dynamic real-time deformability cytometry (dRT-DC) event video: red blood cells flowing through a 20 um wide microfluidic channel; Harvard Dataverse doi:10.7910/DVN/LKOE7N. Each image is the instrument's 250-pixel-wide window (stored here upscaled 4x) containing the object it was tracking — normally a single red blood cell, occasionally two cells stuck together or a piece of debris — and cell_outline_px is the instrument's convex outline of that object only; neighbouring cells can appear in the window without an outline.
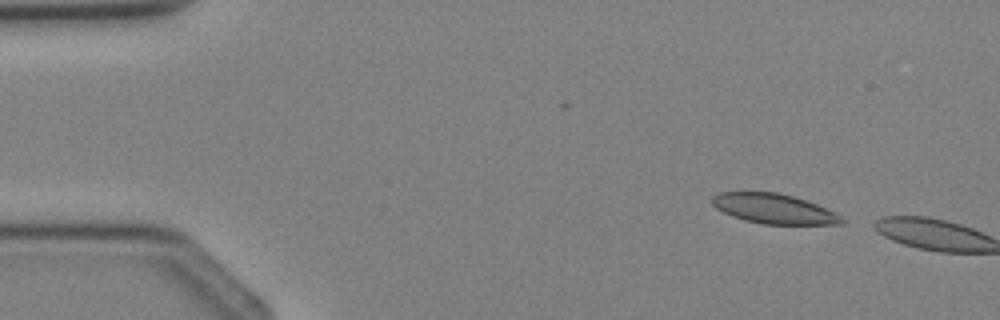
{"species": "Egyptian fruit bat (a non-hibernating species)", "species_latin": "Rousettus aegyptiacus", "temperature_condition": "cold", "stored_images_in_passage": 2, "camera_frame_rate_fps": 3000, "um_per_image_px": 0.085, "animal": {"sex": "female"}, "frame": {"image": 1, "passage_image": 1, "time_ms": 0.0, "image_size_px": [1000, 320], "cell_outline_px": [[844, 224], [764, 224], [744, 220], [732, 216], [716, 208], [712, 204], [712, 196], [716, 192], [776, 192], [792, 196], [816, 204], [840, 216], [844, 220]], "centroid_in_image_um": [65.72, 17.74], "position_along_channel_um": 19.3, "area_um2": 22.25}}